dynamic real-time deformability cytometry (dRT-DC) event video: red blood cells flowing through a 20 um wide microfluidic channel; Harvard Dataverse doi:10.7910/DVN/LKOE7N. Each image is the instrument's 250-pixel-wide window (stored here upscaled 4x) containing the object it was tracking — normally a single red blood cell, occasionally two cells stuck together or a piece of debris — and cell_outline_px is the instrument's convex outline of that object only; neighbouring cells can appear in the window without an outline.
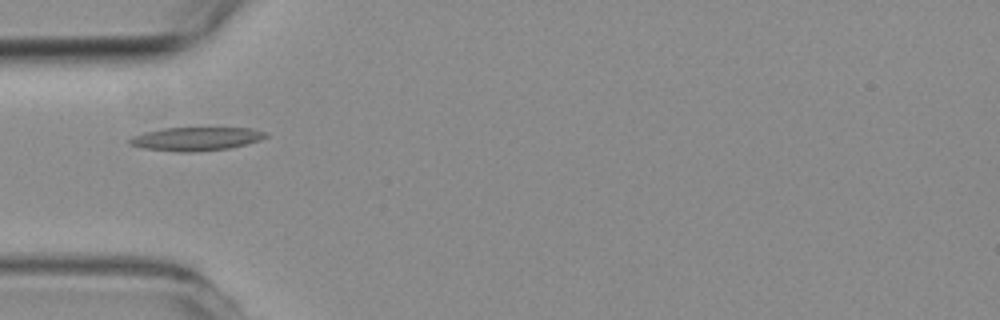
{"species": "common noctule bat (a hibernating species)", "species_latin": "Nyctalus noctula", "temperature_condition": "room temperature", "stored_images_in_passage": 13, "camera_frame_rate_fps": 3000, "um_per_image_px": 0.085, "animal": {"sex": "female", "body_mass_g": 19.3, "forearm_length_mm": 54.1}, "frame": {"image": 1, "passage_image": 4, "time_ms": 4.333, "image_size_px": [1000, 320], "cell_outline_px": [[268, 136], [260, 140], [228, 148], [192, 152], [176, 152], [144, 148], [128, 144], [128, 140], [132, 136], [144, 132], [164, 128], [252, 128], [268, 132]], "centroid_in_image_um": [16.65, 11.8], "position_along_channel_um": 68.3, "area_um2": 18.61}}
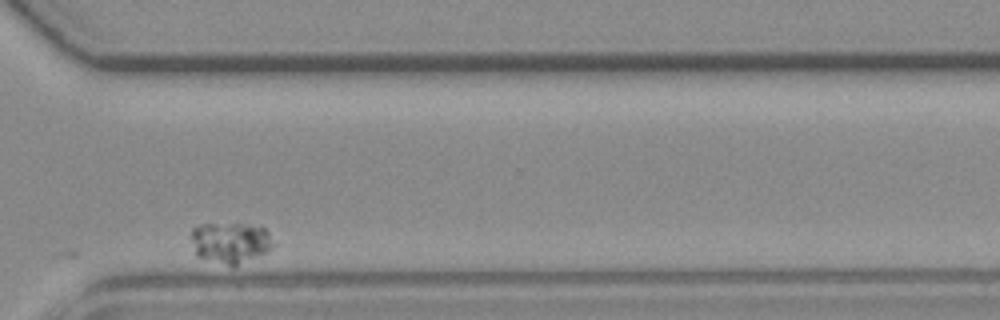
{"frame": {"image": 2, "passage_image": 11, "time_ms": 13.0, "image_size_px": [1000, 320], "cell_outline_px": [[276, 244], [272, 248], [232, 268], [196, 256], [192, 240], [192, 228], [204, 224], [248, 224], [264, 228], [268, 232]], "centroid_in_image_um": [19.59, 20.64], "position_along_channel_um": 351.0, "area_um2": 19.65}}
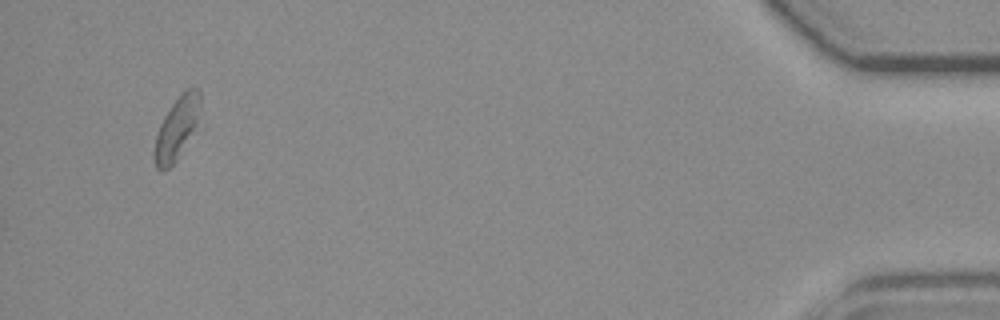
{"frame": {"image": 3, "passage_image": 13, "time_ms": 16.0, "image_size_px": [1000, 320], "cell_outline_px": [[200, 104], [196, 120], [180, 156], [168, 168], [156, 168], [156, 136], [160, 124], [164, 116], [172, 104], [188, 88], [200, 88]], "centroid_in_image_um": [15.03, 10.85], "position_along_channel_um": 420.2, "area_um2": 15.49}, "authors_computed_cell_mechanics": {"area_um2": 18.0336, "velocity_mm_per_s": 3.1902, "shape_relaxation_time_tau1_ms": 4.9593, "shape_relaxation_time_tau2_ms": 0.979, "deformation_change_tau1": 0.4506, "deformation_change_tau2": 0.0481}}